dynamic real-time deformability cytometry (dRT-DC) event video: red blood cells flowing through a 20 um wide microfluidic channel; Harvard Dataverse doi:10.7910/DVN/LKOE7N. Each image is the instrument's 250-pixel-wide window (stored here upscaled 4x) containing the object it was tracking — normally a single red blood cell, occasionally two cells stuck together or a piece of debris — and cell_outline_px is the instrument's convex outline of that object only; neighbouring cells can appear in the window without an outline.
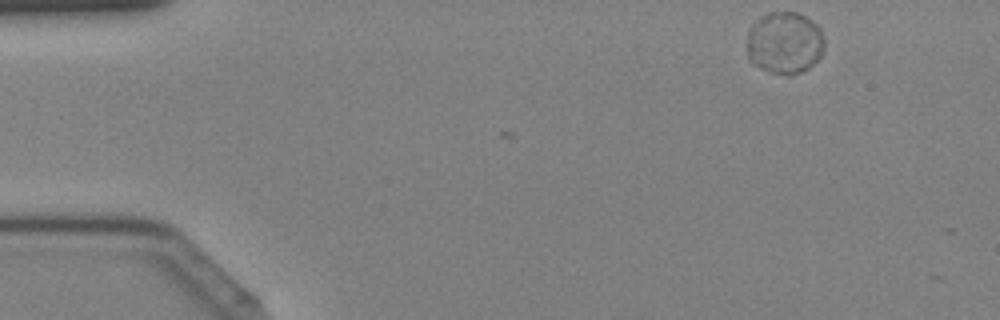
{"species": "Egyptian fruit bat (a non-hibernating species)", "species_latin": "Rousettus aegyptiacus", "temperature_condition": "cold", "stored_images_in_passage": 3, "camera_frame_rate_fps": 3000, "um_per_image_px": 0.085, "animal": {"sex": "female"}, "frame": {"image": 1, "passage_image": 1, "time_ms": 0.0, "image_size_px": [1000, 320], "cell_outline_px": [[824, 52], [808, 68], [800, 72], [788, 76], [784, 76], [760, 68], [752, 64], [748, 60], [748, 32], [760, 16], [768, 12], [796, 12], [804, 16], [816, 24], [820, 28], [824, 36]], "centroid_in_image_um": [66.7, 3.65], "position_along_channel_um": 18.3, "area_um2": 28.15}}